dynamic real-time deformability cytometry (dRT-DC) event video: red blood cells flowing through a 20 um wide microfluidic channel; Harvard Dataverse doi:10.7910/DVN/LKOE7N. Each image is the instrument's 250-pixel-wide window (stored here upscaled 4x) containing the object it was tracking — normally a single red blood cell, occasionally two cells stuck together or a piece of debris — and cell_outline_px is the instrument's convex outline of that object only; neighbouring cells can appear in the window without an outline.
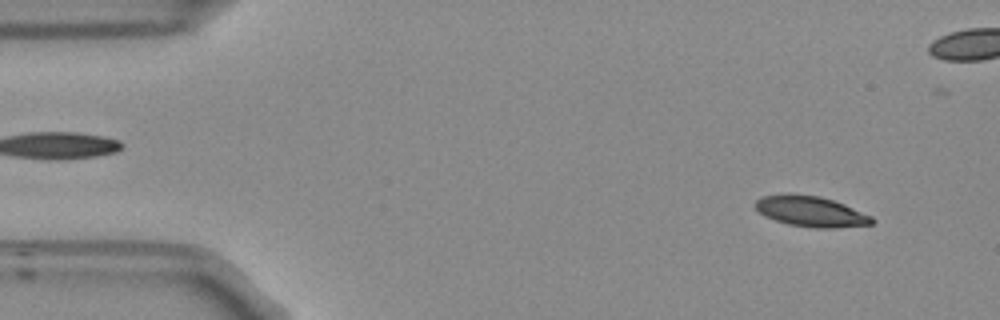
{"species": "Egyptian fruit bat (a non-hibernating species)", "species_latin": "Rousettus aegyptiacus", "temperature_condition": "room temperature", "stored_images_in_passage": 55, "camera_frame_rate_fps": 3000, "um_per_image_px": 0.085, "frame": {"image": 1, "passage_image": 5, "time_ms": 1.333, "image_size_px": [1000, 320], "cell_outline_px": [[876, 220], [872, 224], [836, 228], [816, 228], [788, 224], [764, 216], [752, 204], [760, 196], [784, 192], [788, 192], [820, 196], [844, 204], [872, 216]], "centroid_in_image_um": [68.88, 17.94], "position_along_channel_um": 16.1, "area_um2": 21.15}}
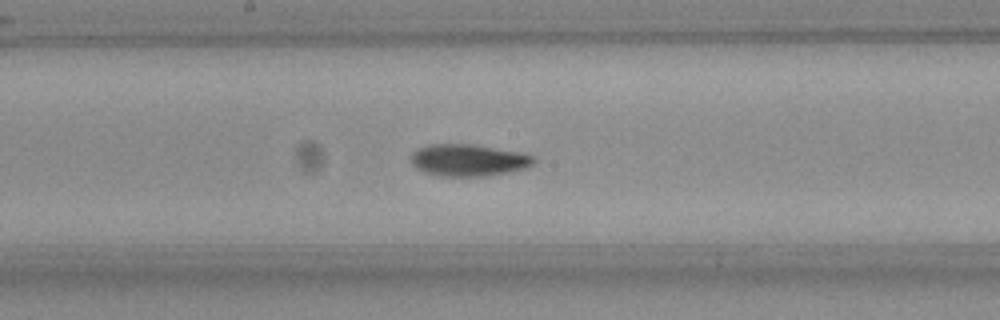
{"frame": {"image": 2, "passage_image": 28, "time_ms": 9.0, "image_size_px": [1000, 320], "cell_outline_px": [[536, 160], [532, 164], [524, 168], [484, 176], [440, 176], [416, 168], [412, 164], [412, 152], [428, 144], [472, 144], [520, 152], [532, 156]], "centroid_in_image_um": [39.79, 13.6], "position_along_channel_um": 208.4, "area_um2": 22.43}}
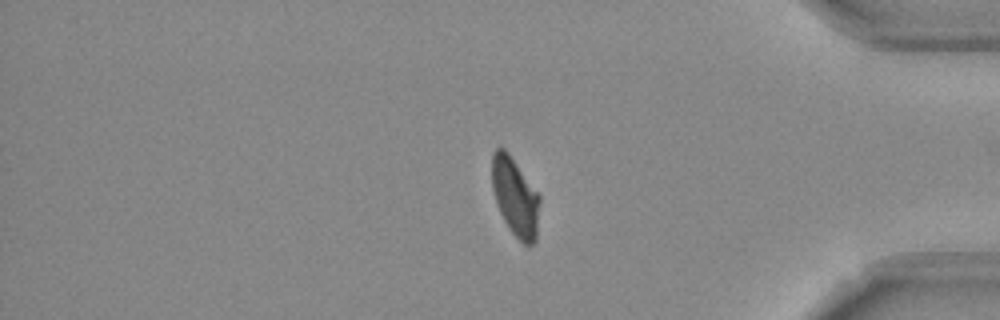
{"frame": {"image": 3, "passage_image": 45, "time_ms": 14.667, "image_size_px": [1000, 320], "cell_outline_px": [[540, 200], [536, 240], [528, 248], [508, 228], [500, 212], [492, 188], [492, 152], [496, 148], [504, 148], [508, 152], [540, 196]], "centroid_in_image_um": [43.79, 16.75], "position_along_channel_um": 391.4, "area_um2": 21.68}, "authors_computed_cell_mechanics": {"area_um2": 21.675, "velocity_mm_per_s": 3.7321, "shape_relaxation_time_tau1_ms": 7.0362, "shape_relaxation_time_tau2_ms": 2.8214, "deformation_change_tau1": 0.1934, "deformation_change_tau2": 0.0813}}